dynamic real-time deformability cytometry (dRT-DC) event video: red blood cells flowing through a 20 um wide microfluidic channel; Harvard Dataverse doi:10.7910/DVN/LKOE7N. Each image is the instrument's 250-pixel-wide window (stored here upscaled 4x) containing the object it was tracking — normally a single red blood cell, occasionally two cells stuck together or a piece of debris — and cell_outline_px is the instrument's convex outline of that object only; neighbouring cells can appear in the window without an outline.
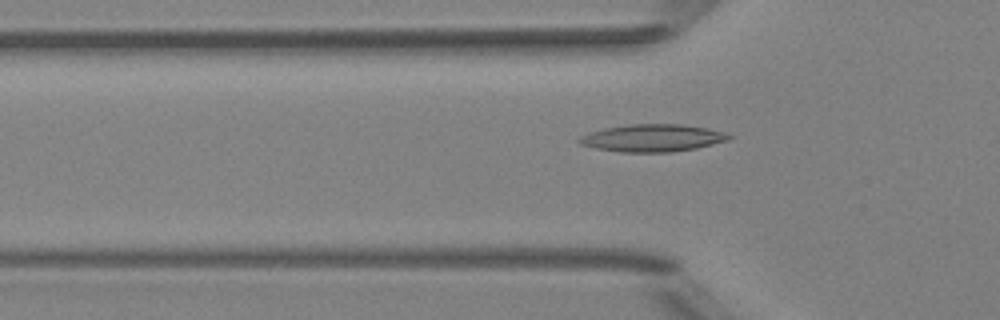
{"species": "Egyptian fruit bat (a non-hibernating species)", "species_latin": "Rousettus aegyptiacus", "temperature_condition": "room temperature", "stored_images_in_passage": 36, "camera_frame_rate_fps": 3000, "um_per_image_px": 0.085, "animal": {"sex": "female"}, "frame": {"image": 1, "passage_image": 2, "time_ms": 0.333, "image_size_px": [1000, 320], "cell_outline_px": [[732, 136], [728, 140], [696, 148], [672, 152], [620, 152], [596, 148], [580, 144], [576, 140], [580, 136], [588, 132], [604, 128], [628, 124], [684, 124], [708, 128], [724, 132]], "centroid_in_image_um": [55.43, 11.72], "position_along_channel_um": 70.4, "area_um2": 23.99}}
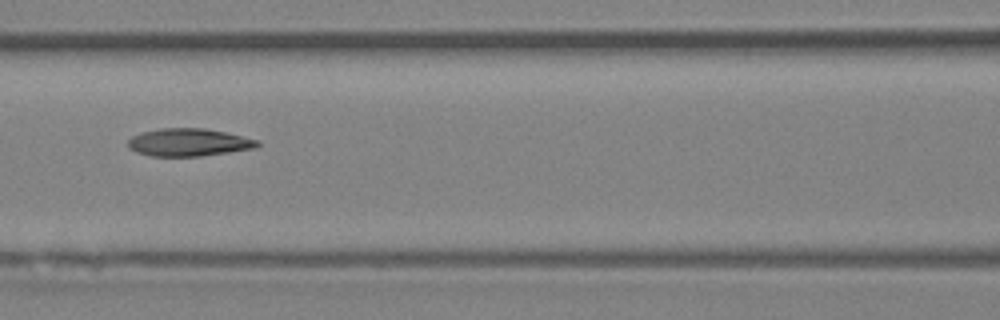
{"frame": {"image": 2, "passage_image": 8, "time_ms": 2.333, "image_size_px": [1000, 320], "cell_outline_px": [[260, 144], [256, 148], [200, 156], [152, 156], [136, 152], [128, 148], [128, 140], [132, 136], [140, 132], [160, 128], [204, 128], [224, 132], [260, 140]], "centroid_in_image_um": [16.02, 12.1], "position_along_channel_um": 150.6, "area_um2": 20.92}}
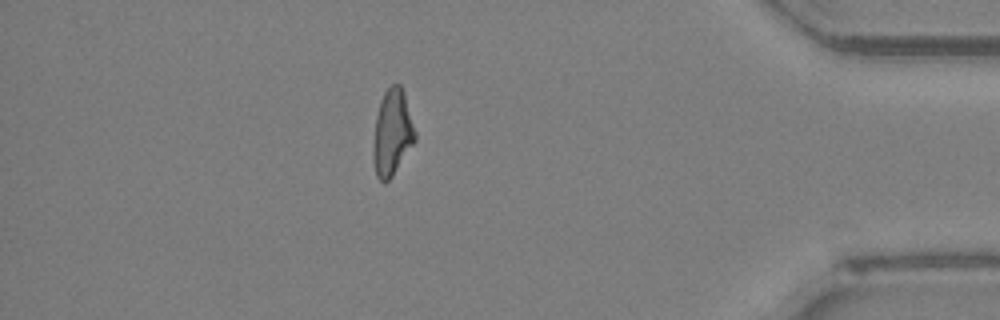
{"frame": {"image": 3, "passage_image": 30, "time_ms": 9.667, "image_size_px": [1000, 320], "cell_outline_px": [[416, 140], [392, 176], [384, 184], [376, 176], [372, 160], [372, 148], [376, 116], [380, 100], [384, 92], [392, 84], [400, 84], [404, 92], [416, 132]], "centroid_in_image_um": [33.32, 11.29], "position_along_channel_um": 401.9, "area_um2": 21.15}, "authors_computed_cell_mechanics": {"area_um2": 20.8947, "velocity_mm_per_s": 4.0111, "shape_relaxation_time_tau1_ms": 7.3075, "shape_relaxation_time_tau2_ms": 2.8689, "deformation_change_tau1": 0.2307, "deformation_change_tau2": 0.1176}}